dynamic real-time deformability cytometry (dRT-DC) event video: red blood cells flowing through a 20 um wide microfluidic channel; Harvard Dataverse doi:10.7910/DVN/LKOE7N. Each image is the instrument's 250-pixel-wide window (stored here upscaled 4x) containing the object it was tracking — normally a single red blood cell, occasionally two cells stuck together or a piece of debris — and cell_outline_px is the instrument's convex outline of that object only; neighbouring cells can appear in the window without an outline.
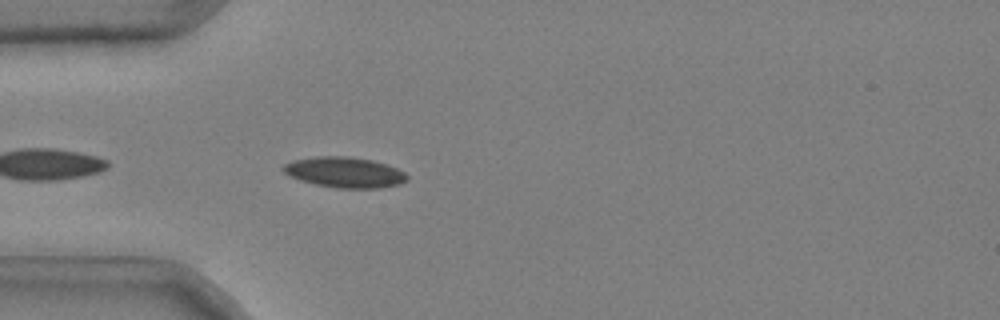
{"species": "common noctule bat (a hibernating species)", "species_latin": "Nyctalus noctula", "temperature_condition": "cold", "stored_images_in_passage": 39, "camera_frame_rate_fps": 3000, "um_per_image_px": 0.085, "animal": {"sex": "male", "body_mass_g": 20.4}, "frame": {"image": 1, "passage_image": 3, "time_ms": 0.667, "image_size_px": [1000, 320], "cell_outline_px": [[408, 180], [400, 184], [380, 188], [336, 188], [316, 184], [300, 180], [288, 176], [280, 168], [284, 164], [292, 160], [316, 156], [344, 156], [372, 160], [396, 168], [404, 172], [408, 176]], "centroid_in_image_um": [29.26, 14.65], "position_along_channel_um": 55.7, "area_um2": 22.08}}
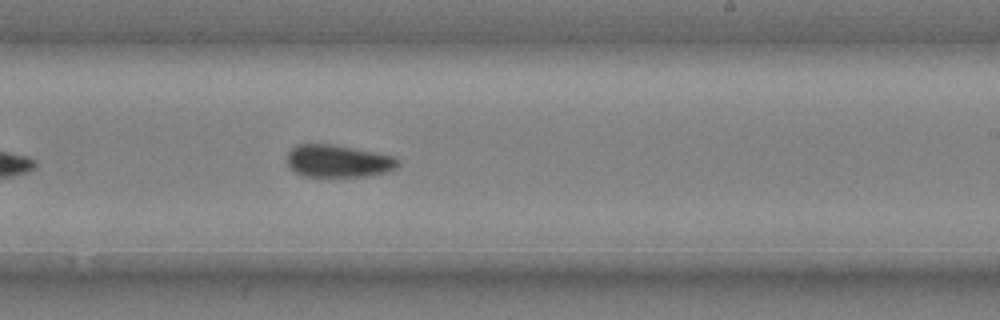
{"frame": {"image": 2, "passage_image": 20, "time_ms": 6.333, "image_size_px": [1000, 320], "cell_outline_px": [[400, 164], [396, 168], [388, 172], [364, 176], [304, 176], [296, 172], [288, 164], [288, 152], [296, 144], [332, 144], [376, 152], [392, 156], [400, 160]], "centroid_in_image_um": [28.78, 13.68], "position_along_channel_um": 260.2, "area_um2": 20.87}}
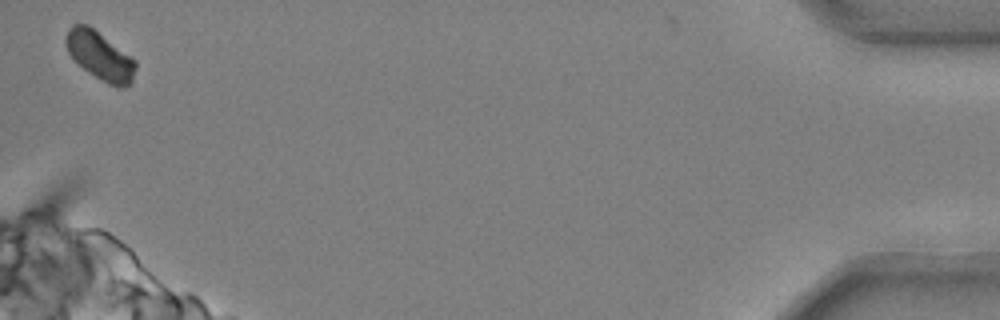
{"frame": {"image": 3, "passage_image": 39, "time_ms": 12.667, "image_size_px": [1000, 320], "cell_outline_px": [[136, 68], [132, 84], [124, 88], [116, 88], [108, 84], [88, 72], [68, 52], [64, 44], [64, 36], [68, 28], [72, 24], [88, 24], [136, 60]], "centroid_in_image_um": [8.5, 4.74], "position_along_channel_um": 426.7, "area_um2": 19.83}, "authors_computed_cell_mechanics": {"area_um2": 20.808, "velocity_mm_per_s": 3.701, "shape_relaxation_time_tau1_ms": null, "shape_relaxation_time_tau2_ms": 8.8139, "deformation_change_tau1": null, "deformation_change_tau2": 0.1316}}